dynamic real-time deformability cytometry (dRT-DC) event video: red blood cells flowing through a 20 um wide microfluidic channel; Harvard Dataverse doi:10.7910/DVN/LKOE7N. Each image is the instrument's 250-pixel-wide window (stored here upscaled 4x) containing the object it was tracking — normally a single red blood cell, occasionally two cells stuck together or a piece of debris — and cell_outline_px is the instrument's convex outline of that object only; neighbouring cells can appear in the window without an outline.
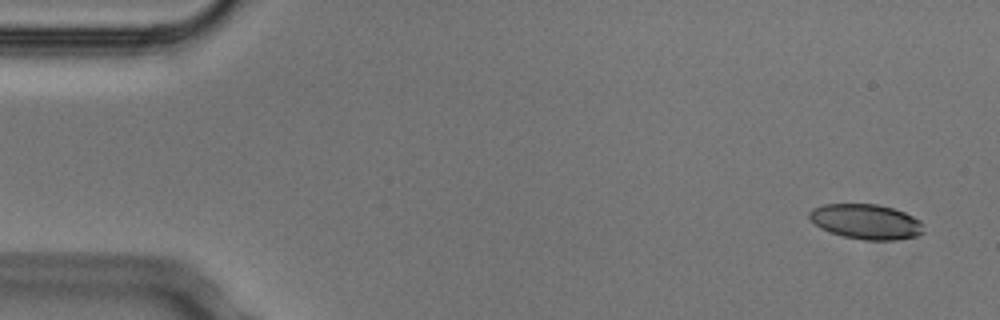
{"species": "Egyptian fruit bat (a non-hibernating species)", "species_latin": "Rousettus aegyptiacus", "temperature_condition": "cold", "stored_images_in_passage": 5, "camera_frame_rate_fps": 3000, "um_per_image_px": 0.085, "animal": {"sex": "male"}, "frame": {"image": 1, "passage_image": 1, "time_ms": 0.0, "image_size_px": [1000, 320], "cell_outline_px": [[924, 232], [916, 236], [896, 240], [864, 240], [844, 236], [828, 232], [820, 228], [808, 216], [808, 212], [812, 208], [824, 204], [876, 204], [892, 208], [904, 212], [920, 220], [924, 224]], "centroid_in_image_um": [73.62, 18.84], "position_along_channel_um": 11.4, "area_um2": 23.41}}